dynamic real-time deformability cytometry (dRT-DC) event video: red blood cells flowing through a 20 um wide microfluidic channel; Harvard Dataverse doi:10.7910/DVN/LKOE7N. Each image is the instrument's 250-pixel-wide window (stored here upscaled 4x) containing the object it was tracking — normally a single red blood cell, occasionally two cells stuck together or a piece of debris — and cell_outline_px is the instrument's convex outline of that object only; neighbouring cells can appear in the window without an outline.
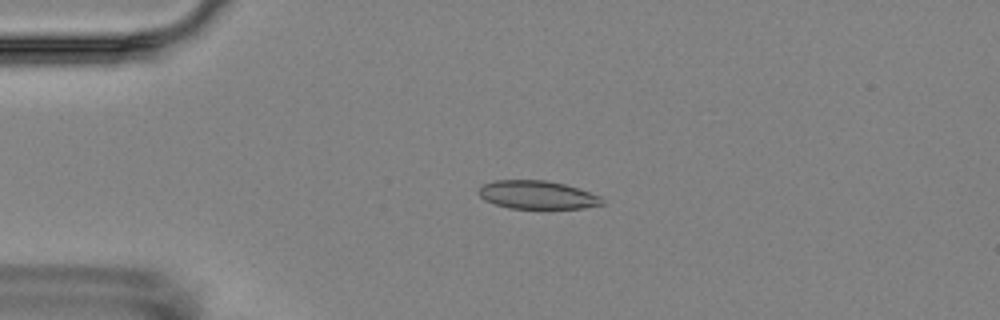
{"species": "Egyptian fruit bat (a non-hibernating species)", "species_latin": "Rousettus aegyptiacus", "temperature_condition": "room temperature", "stored_images_in_passage": 4, "camera_frame_rate_fps": 3000, "um_per_image_px": 0.085, "animal": {"sex": "female"}, "frame": {"image": 1, "passage_image": 3, "time_ms": 3.0, "image_size_px": [1000, 320], "cell_outline_px": [[604, 204], [584, 208], [508, 208], [484, 200], [476, 192], [484, 184], [492, 180], [544, 180], [564, 184], [600, 196], [604, 200]], "centroid_in_image_um": [45.64, 16.56], "position_along_channel_um": 39.4, "area_um2": 20.23}}